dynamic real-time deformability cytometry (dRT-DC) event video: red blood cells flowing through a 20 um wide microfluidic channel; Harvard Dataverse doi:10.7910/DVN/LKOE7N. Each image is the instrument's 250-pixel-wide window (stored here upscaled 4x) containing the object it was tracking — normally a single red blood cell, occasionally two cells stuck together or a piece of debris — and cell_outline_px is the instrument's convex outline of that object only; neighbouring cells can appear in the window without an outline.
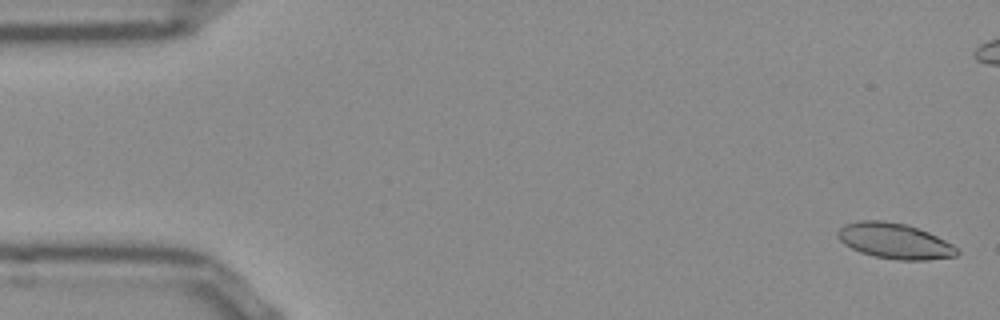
{"species": "Egyptian fruit bat (a non-hibernating species)", "species_latin": "Rousettus aegyptiacus", "temperature_condition": "room temperature", "stored_images_in_passage": 13, "camera_frame_rate_fps": 3000, "um_per_image_px": 0.085, "frame": {"image": 1, "passage_image": 2, "time_ms": 0.333, "image_size_px": [1000, 320], "cell_outline_px": [[960, 252], [956, 256], [928, 260], [896, 260], [876, 256], [860, 252], [844, 244], [836, 236], [836, 232], [844, 224], [860, 220], [884, 220], [908, 224], [928, 232], [952, 244]], "centroid_in_image_um": [76.03, 20.47], "position_along_channel_um": 9.0, "area_um2": 24.8}}